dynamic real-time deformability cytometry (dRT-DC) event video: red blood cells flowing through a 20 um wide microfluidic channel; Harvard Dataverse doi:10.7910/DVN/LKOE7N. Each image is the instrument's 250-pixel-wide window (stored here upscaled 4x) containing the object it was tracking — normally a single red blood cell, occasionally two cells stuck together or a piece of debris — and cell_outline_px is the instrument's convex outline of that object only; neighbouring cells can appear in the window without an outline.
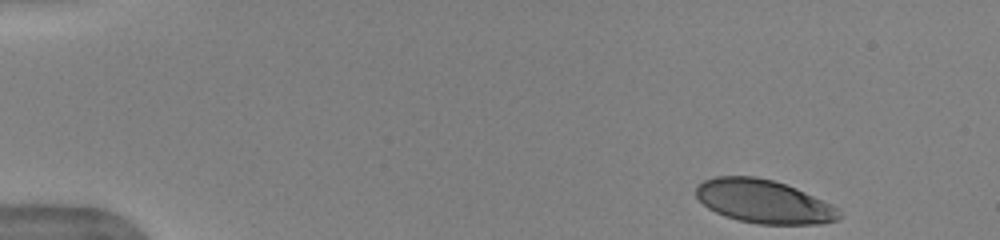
{"species": "human", "species_latin": "Homo sapiens", "temperature_condition": "warm", "stored_images_in_passage": 40, "camera_frame_rate_fps": 3000, "um_per_image_px": 0.085, "donor": {"sex": "female"}, "frame": {"image": 1, "passage_image": 1, "time_ms": 0.0, "image_size_px": [1000, 240], "cell_outline_px": [[840, 216], [836, 220], [820, 224], [760, 224], [740, 220], [724, 216], [708, 208], [696, 196], [696, 184], [704, 180], [716, 176], [756, 176], [772, 180], [796, 188], [832, 204], [840, 212]], "centroid_in_image_um": [64.9, 17.12], "position_along_channel_um": 20.1, "area_um2": 36.07}}
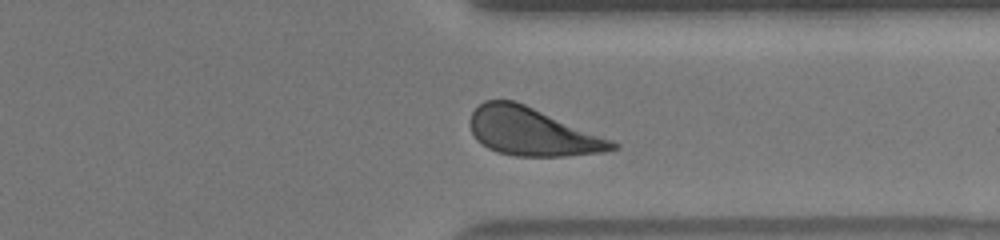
{"frame": {"image": 2, "passage_image": 36, "time_ms": 11.667, "image_size_px": [1000, 240], "cell_outline_px": [[620, 148], [600, 152], [564, 156], [516, 156], [496, 152], [488, 148], [476, 140], [468, 124], [468, 120], [472, 112], [484, 100], [512, 100], [524, 104], [612, 140], [620, 144]], "centroid_in_image_um": [45.19, 11.2], "position_along_channel_um": 366.2, "area_um2": 39.48}}
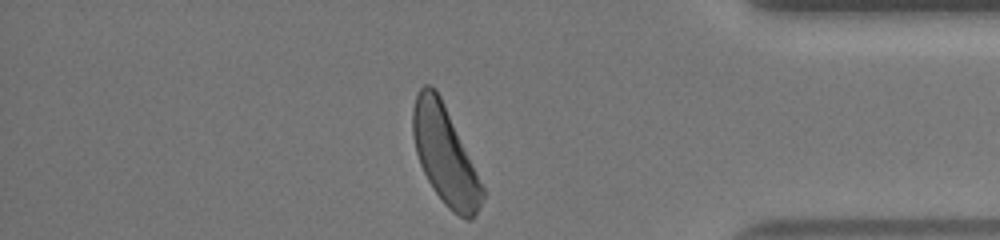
{"frame": {"image": 3, "passage_image": 40, "time_ms": 13.0, "image_size_px": [1000, 240], "cell_outline_px": [[484, 196], [472, 220], [468, 220], [452, 212], [444, 204], [428, 180], [420, 164], [416, 152], [412, 136], [412, 108], [416, 96], [420, 88], [424, 84], [432, 84], [436, 88], [440, 96], [484, 188]], "centroid_in_image_um": [37.79, 13.17], "position_along_channel_um": 397.4, "area_um2": 39.02}, "authors_computed_cell_mechanics": {"area_um2": 39.4485, "velocity_mm_per_s": 3.9382, "shape_relaxation_time_tau1_ms": 3.1245, "shape_relaxation_time_tau2_ms": 0.8231, "deformation_change_tau1": 0.1637, "deformation_change_tau2": 0.0721}}